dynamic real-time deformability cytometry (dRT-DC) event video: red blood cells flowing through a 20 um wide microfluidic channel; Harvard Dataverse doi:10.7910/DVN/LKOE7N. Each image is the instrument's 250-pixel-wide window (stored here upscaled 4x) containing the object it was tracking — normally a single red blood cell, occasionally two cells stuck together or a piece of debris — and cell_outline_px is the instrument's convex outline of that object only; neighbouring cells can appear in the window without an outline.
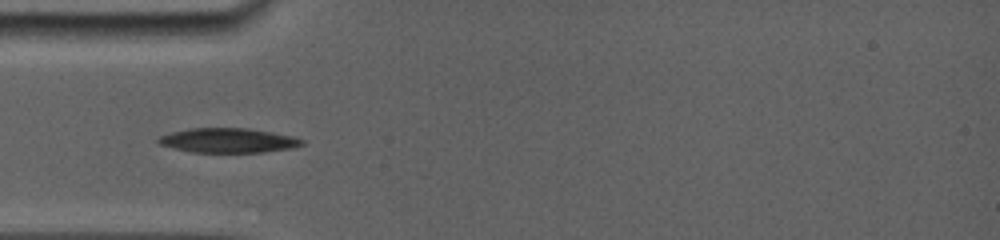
{"species": "common noctule bat (a hibernating species)", "species_latin": "Nyctalus noctula", "temperature_condition": "room temperature", "stored_images_in_passage": 11, "camera_frame_rate_fps": 5000, "um_per_image_px": 0.085, "animal": {"sex": "female", "body_mass_g": 19.0, "forearm_length_mm": 56.7}, "frame": {"image": 1, "passage_image": 1, "time_ms": 0.0, "image_size_px": [1000, 240], "cell_outline_px": [[304, 144], [288, 148], [264, 152], [192, 152], [160, 144], [156, 140], [160, 136], [172, 132], [188, 128], [248, 128], [272, 132], [292, 136], [304, 140]], "centroid_in_image_um": [19.39, 11.93], "position_along_channel_um": 65.6, "area_um2": 20.29}}
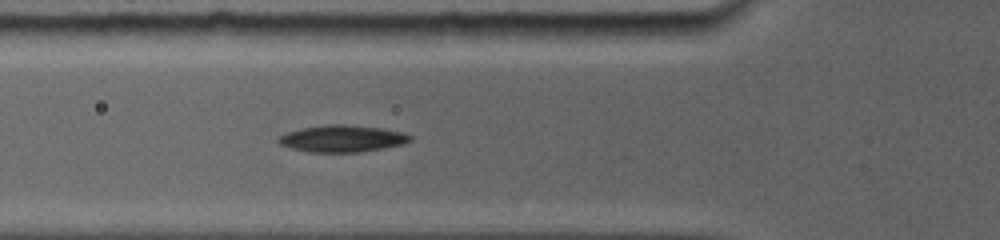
{"frame": {"image": 2, "passage_image": 5, "time_ms": 0.8, "image_size_px": [1000, 240], "cell_outline_px": [[412, 140], [404, 144], [360, 152], [308, 152], [292, 148], [280, 144], [276, 140], [276, 136], [300, 128], [328, 124], [344, 124], [380, 128], [404, 132], [412, 136]], "centroid_in_image_um": [29.07, 11.77], "position_along_channel_um": 96.7, "area_um2": 20.69}}
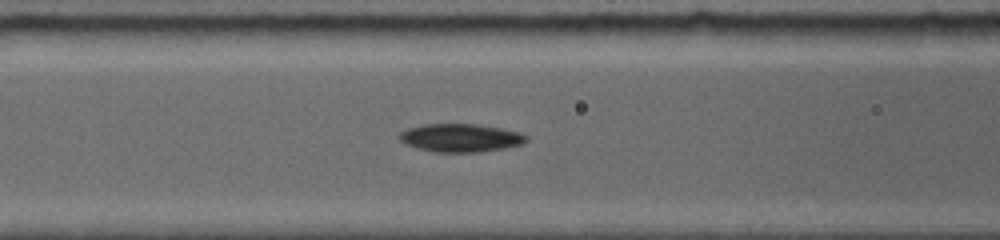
{"frame": {"image": 3, "passage_image": 9, "time_ms": 1.6, "image_size_px": [1000, 240], "cell_outline_px": [[528, 140], [524, 144], [504, 148], [480, 152], [432, 152], [416, 148], [404, 144], [400, 140], [400, 132], [408, 128], [424, 124], [476, 124], [500, 128], [520, 132], [528, 136]], "centroid_in_image_um": [39.16, 11.72], "position_along_channel_um": 127.4, "area_um2": 20.98}}